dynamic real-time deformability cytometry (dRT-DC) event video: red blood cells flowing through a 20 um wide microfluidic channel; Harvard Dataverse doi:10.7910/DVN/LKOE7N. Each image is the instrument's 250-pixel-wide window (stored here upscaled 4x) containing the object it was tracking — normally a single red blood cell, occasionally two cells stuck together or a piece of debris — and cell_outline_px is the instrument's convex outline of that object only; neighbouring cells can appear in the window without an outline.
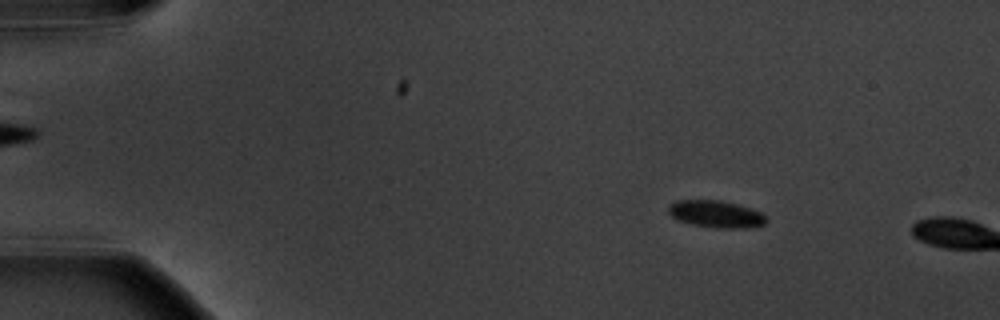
{"species": "common noctule bat (a hibernating species)", "species_latin": "Nyctalus noctula", "temperature_condition": "warm", "stored_images_in_passage": 3, "camera_frame_rate_fps": 3000, "um_per_image_px": 0.085, "animal": {"sex": "male", "body_mass_g": 20.1, "forearm_length_mm": 53.5}, "frame": {"image": 1, "passage_image": 2, "time_ms": 1.0, "image_size_px": [1000, 320], "cell_outline_px": [[768, 220], [764, 224], [748, 228], [716, 228], [692, 224], [676, 220], [668, 212], [668, 204], [676, 200], [720, 200], [736, 204], [760, 212]], "centroid_in_image_um": [60.81, 18.2], "position_along_channel_um": 24.2, "area_um2": 15.43}}